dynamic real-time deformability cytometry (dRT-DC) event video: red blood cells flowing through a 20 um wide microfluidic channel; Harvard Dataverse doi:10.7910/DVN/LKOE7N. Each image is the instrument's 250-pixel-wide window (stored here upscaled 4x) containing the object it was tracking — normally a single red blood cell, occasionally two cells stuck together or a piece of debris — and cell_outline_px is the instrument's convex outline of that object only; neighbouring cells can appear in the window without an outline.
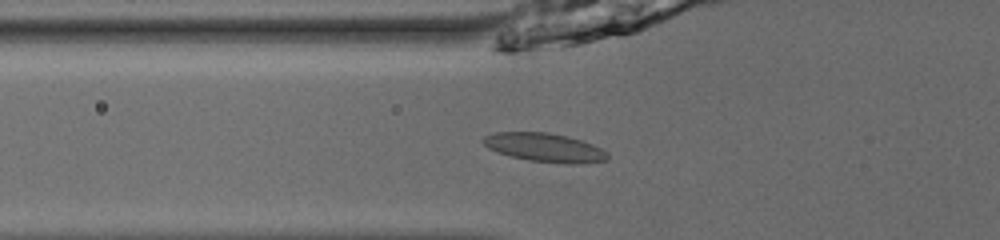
{"species": "common noctule bat (a hibernating species)", "species_latin": "Nyctalus noctula", "temperature_condition": "room temperature", "stored_images_in_passage": 35, "camera_frame_rate_fps": 3000, "um_per_image_px": 0.085, "animal": {"sex": "male", "body_mass_g": 13.0, "forearm_length_mm": 53.1}, "frame": {"image": 1, "passage_image": 2, "time_ms": 0.333, "image_size_px": [1000, 240], "cell_outline_px": [[608, 156], [604, 160], [568, 164], [528, 160], [512, 156], [488, 148], [480, 140], [484, 136], [496, 132], [548, 132], [580, 140], [592, 144], [608, 152]], "centroid_in_image_um": [46.25, 12.52], "position_along_channel_um": 79.5, "area_um2": 20.4}}
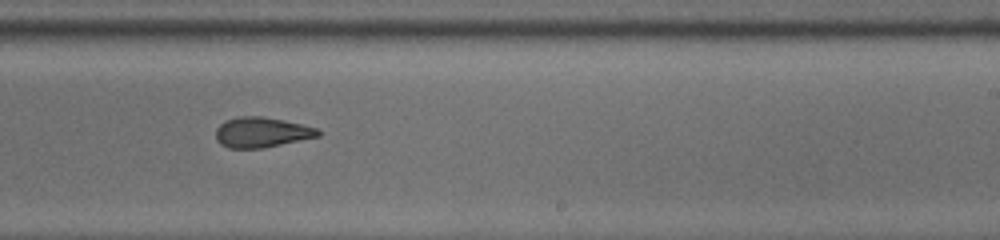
{"frame": {"image": 2, "passage_image": 16, "time_ms": 5.0, "image_size_px": [1000, 240], "cell_outline_px": [[320, 136], [260, 148], [228, 148], [220, 144], [216, 140], [216, 128], [224, 120], [236, 116], [260, 116], [284, 120], [316, 128], [320, 132]], "centroid_in_image_um": [22.18, 11.23], "position_along_channel_um": 266.8, "area_um2": 17.92}}
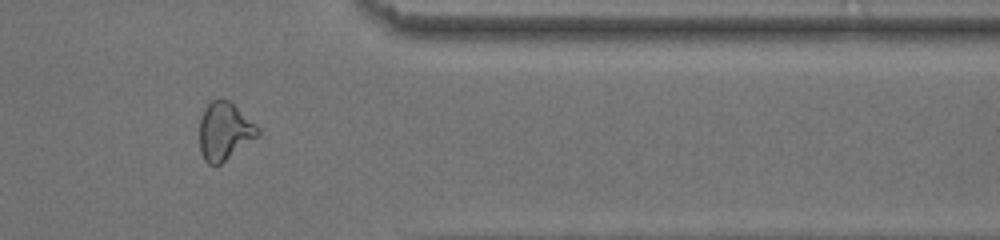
{"frame": {"image": 3, "passage_image": 26, "time_ms": 8.333, "image_size_px": [1000, 240], "cell_outline_px": [[260, 136], [220, 164], [208, 164], [204, 160], [200, 152], [200, 116], [204, 108], [212, 100], [228, 100], [256, 124], [260, 128]], "centroid_in_image_um": [19.09, 11.17], "position_along_channel_um": 392.3, "area_um2": 19.65}}